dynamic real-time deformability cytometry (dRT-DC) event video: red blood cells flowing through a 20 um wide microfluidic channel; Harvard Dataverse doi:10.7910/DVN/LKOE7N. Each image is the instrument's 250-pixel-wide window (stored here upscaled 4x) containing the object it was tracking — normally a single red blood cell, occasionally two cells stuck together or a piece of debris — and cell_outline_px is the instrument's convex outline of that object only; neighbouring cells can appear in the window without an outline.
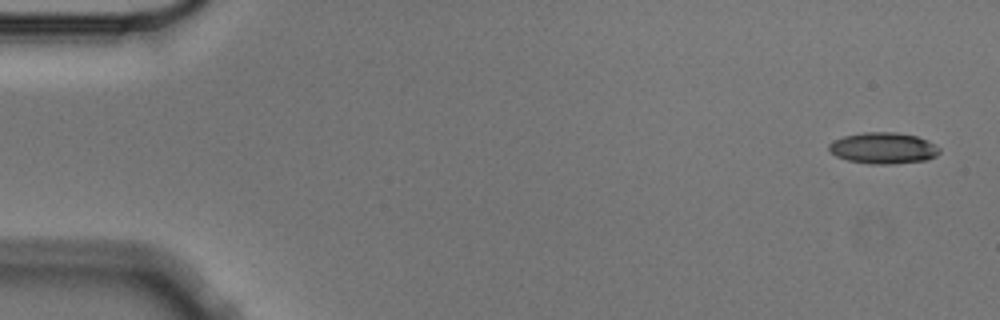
{"species": "Egyptian fruit bat (a non-hibernating species)", "species_latin": "Rousettus aegyptiacus", "temperature_condition": "cold", "stored_images_in_passage": 4, "camera_frame_rate_fps": 3000, "um_per_image_px": 0.085, "animal": {"sex": "male"}, "frame": {"image": 1, "passage_image": 1, "time_ms": 0.0, "image_size_px": [1000, 320], "cell_outline_px": [[940, 152], [936, 156], [928, 160], [888, 164], [868, 164], [848, 160], [836, 156], [828, 148], [828, 144], [832, 140], [844, 136], [864, 132], [896, 132], [916, 136], [928, 140], [940, 148]], "centroid_in_image_um": [75.08, 12.59], "position_along_channel_um": 9.9, "area_um2": 20.23}}
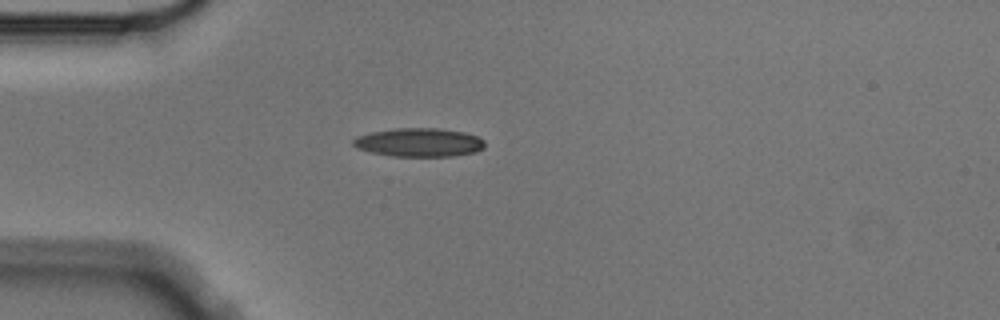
{"frame": {"image": 2, "passage_image": 4, "time_ms": 1.0, "image_size_px": [1000, 320], "cell_outline_px": [[484, 148], [476, 152], [452, 156], [392, 156], [372, 152], [356, 148], [352, 144], [352, 140], [356, 136], [372, 132], [396, 128], [440, 128], [464, 132], [476, 136], [484, 140]], "centroid_in_image_um": [35.62, 12.1], "position_along_channel_um": 49.4, "area_um2": 21.96}}